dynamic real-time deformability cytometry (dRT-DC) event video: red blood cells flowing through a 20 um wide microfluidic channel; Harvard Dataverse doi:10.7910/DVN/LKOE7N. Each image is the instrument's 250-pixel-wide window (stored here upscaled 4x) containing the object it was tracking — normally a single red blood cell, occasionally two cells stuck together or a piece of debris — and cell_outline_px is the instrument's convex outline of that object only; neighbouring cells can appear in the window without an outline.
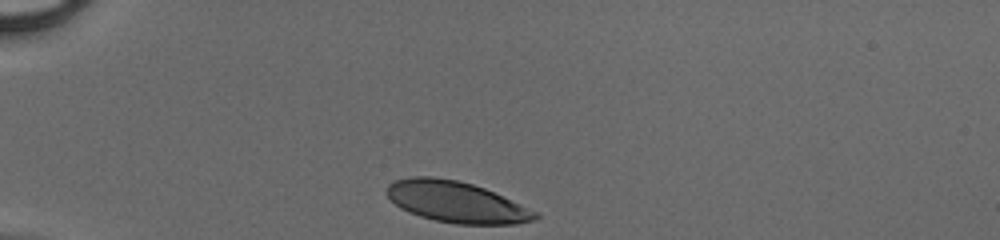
{"species": "human", "species_latin": "Homo sapiens", "temperature_condition": "cold", "stored_images_in_passage": 29, "camera_frame_rate_fps": 3000, "um_per_image_px": 0.085, "donor": {"sex": "male"}, "frame": {"image": 1, "passage_image": 1, "time_ms": 0.0, "image_size_px": [1000, 240], "cell_outline_px": [[540, 216], [536, 220], [516, 224], [456, 224], [436, 220], [420, 216], [408, 212], [400, 208], [388, 196], [388, 184], [396, 180], [412, 176], [432, 176], [456, 180], [472, 184], [484, 188], [536, 212]], "centroid_in_image_um": [38.77, 17.17], "position_along_channel_um": 46.2, "area_um2": 35.08}}
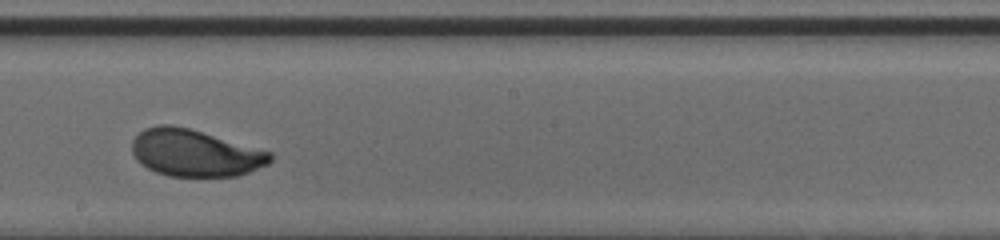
{"frame": {"image": 2, "passage_image": 17, "time_ms": 5.333, "image_size_px": [1000, 240], "cell_outline_px": [[272, 160], [268, 164], [248, 172], [236, 176], [168, 176], [156, 172], [140, 164], [136, 160], [132, 152], [132, 140], [144, 128], [156, 124], [172, 124], [188, 128], [272, 152]], "centroid_in_image_um": [16.54, 13.0], "position_along_channel_um": 231.7, "area_um2": 37.8}}
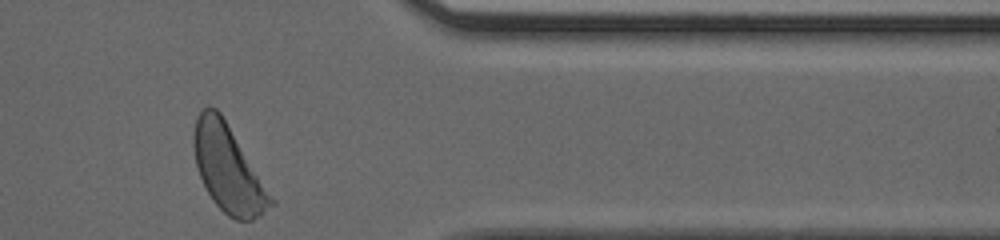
{"frame": {"image": 3, "passage_image": 29, "time_ms": 9.333, "image_size_px": [1000, 240], "cell_outline_px": [[276, 204], [260, 216], [252, 220], [236, 220], [228, 216], [212, 200], [200, 176], [196, 164], [192, 144], [192, 136], [196, 116], [204, 108], [216, 108], [220, 112], [276, 200]], "centroid_in_image_um": [19.41, 14.37], "position_along_channel_um": 392.0, "area_um2": 38.84}}